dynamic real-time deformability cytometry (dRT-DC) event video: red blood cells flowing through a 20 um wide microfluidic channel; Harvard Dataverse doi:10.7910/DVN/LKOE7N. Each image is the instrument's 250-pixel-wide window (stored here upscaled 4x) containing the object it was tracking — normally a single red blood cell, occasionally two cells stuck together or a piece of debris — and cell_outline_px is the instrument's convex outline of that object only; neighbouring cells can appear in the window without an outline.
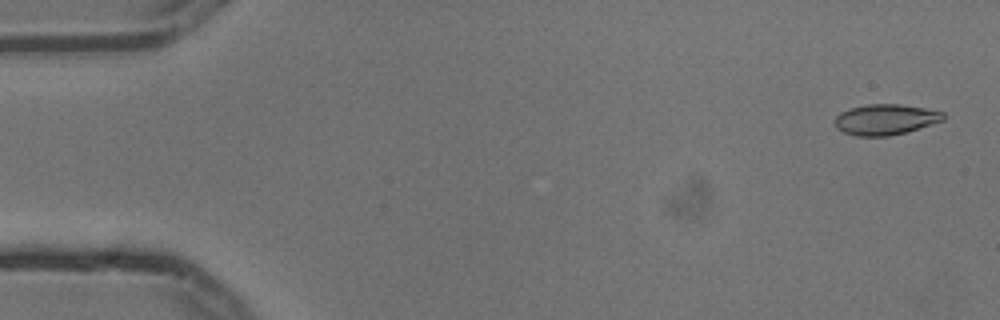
{"species": "common noctule bat (a hibernating species)", "species_latin": "Nyctalus noctula", "temperature_condition": "cold", "stored_images_in_passage": 4, "camera_frame_rate_fps": 3000, "um_per_image_px": 0.085, "animal": {"sex": "male", "body_mass_g": 13.3}, "frame": {"image": 1, "passage_image": 1, "time_ms": 0.0, "image_size_px": [1000, 320], "cell_outline_px": [[944, 120], [908, 132], [888, 136], [856, 136], [844, 132], [836, 128], [836, 116], [840, 112], [852, 108], [868, 104], [900, 104], [924, 108], [944, 112]], "centroid_in_image_um": [75.28, 10.16], "position_along_channel_um": 9.7, "area_um2": 19.31}}